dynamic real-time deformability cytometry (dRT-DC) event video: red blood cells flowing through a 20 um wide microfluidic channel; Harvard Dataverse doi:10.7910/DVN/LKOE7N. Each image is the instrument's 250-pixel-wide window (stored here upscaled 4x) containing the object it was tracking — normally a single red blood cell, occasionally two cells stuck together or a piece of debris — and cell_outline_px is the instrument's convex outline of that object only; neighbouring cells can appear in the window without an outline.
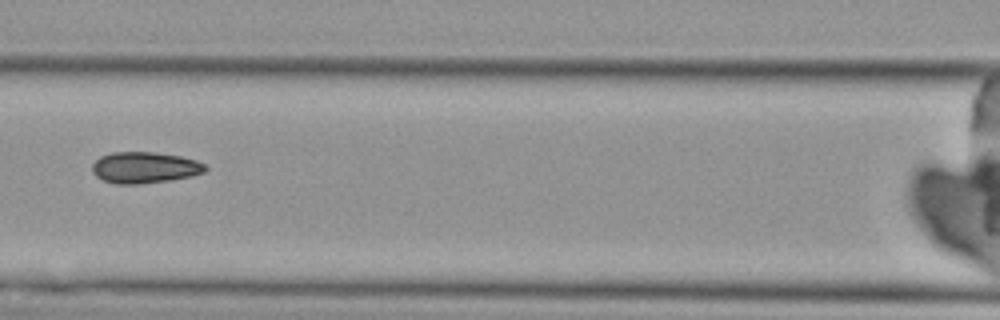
{"species": "Egyptian fruit bat (a non-hibernating species)", "species_latin": "Rousettus aegyptiacus", "temperature_condition": "cold", "stored_images_in_passage": 4, "camera_frame_rate_fps": 3000, "um_per_image_px": 0.085, "animal": {"sex": "female"}, "frame": {"image": 1, "passage_image": 4, "time_ms": 3.333, "image_size_px": [1000, 320], "cell_outline_px": [[208, 168], [204, 172], [192, 176], [168, 180], [136, 184], [116, 184], [104, 180], [96, 176], [92, 172], [92, 164], [100, 156], [112, 152], [152, 152], [180, 156], [196, 160], [204, 164]], "centroid_in_image_um": [12.28, 14.24], "position_along_channel_um": 154.3, "area_um2": 20.52}}